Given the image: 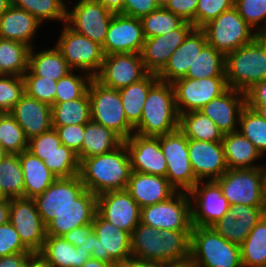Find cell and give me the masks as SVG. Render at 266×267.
Wrapping results in <instances>:
<instances>
[{
	"instance_id": "obj_70",
	"label": "cell",
	"mask_w": 266,
	"mask_h": 267,
	"mask_svg": "<svg viewBox=\"0 0 266 267\" xmlns=\"http://www.w3.org/2000/svg\"><path fill=\"white\" fill-rule=\"evenodd\" d=\"M256 39L262 44L266 53V31L258 32L256 34Z\"/></svg>"
},
{
	"instance_id": "obj_49",
	"label": "cell",
	"mask_w": 266,
	"mask_h": 267,
	"mask_svg": "<svg viewBox=\"0 0 266 267\" xmlns=\"http://www.w3.org/2000/svg\"><path fill=\"white\" fill-rule=\"evenodd\" d=\"M24 93L23 76L0 75V113H10Z\"/></svg>"
},
{
	"instance_id": "obj_29",
	"label": "cell",
	"mask_w": 266,
	"mask_h": 267,
	"mask_svg": "<svg viewBox=\"0 0 266 267\" xmlns=\"http://www.w3.org/2000/svg\"><path fill=\"white\" fill-rule=\"evenodd\" d=\"M41 24L29 12L11 5L0 16V38L22 42L32 48L31 41Z\"/></svg>"
},
{
	"instance_id": "obj_46",
	"label": "cell",
	"mask_w": 266,
	"mask_h": 267,
	"mask_svg": "<svg viewBox=\"0 0 266 267\" xmlns=\"http://www.w3.org/2000/svg\"><path fill=\"white\" fill-rule=\"evenodd\" d=\"M74 70L57 81L55 102H65L83 97L94 78L89 73L74 74Z\"/></svg>"
},
{
	"instance_id": "obj_57",
	"label": "cell",
	"mask_w": 266,
	"mask_h": 267,
	"mask_svg": "<svg viewBox=\"0 0 266 267\" xmlns=\"http://www.w3.org/2000/svg\"><path fill=\"white\" fill-rule=\"evenodd\" d=\"M265 214L266 207L238 204L230 205L226 215H231L242 224H257Z\"/></svg>"
},
{
	"instance_id": "obj_47",
	"label": "cell",
	"mask_w": 266,
	"mask_h": 267,
	"mask_svg": "<svg viewBox=\"0 0 266 267\" xmlns=\"http://www.w3.org/2000/svg\"><path fill=\"white\" fill-rule=\"evenodd\" d=\"M43 162L57 178H72L79 175L77 154L65 145L61 144L57 151L47 156Z\"/></svg>"
},
{
	"instance_id": "obj_4",
	"label": "cell",
	"mask_w": 266,
	"mask_h": 267,
	"mask_svg": "<svg viewBox=\"0 0 266 267\" xmlns=\"http://www.w3.org/2000/svg\"><path fill=\"white\" fill-rule=\"evenodd\" d=\"M191 267H242L240 245L229 242L212 227L193 226Z\"/></svg>"
},
{
	"instance_id": "obj_7",
	"label": "cell",
	"mask_w": 266,
	"mask_h": 267,
	"mask_svg": "<svg viewBox=\"0 0 266 267\" xmlns=\"http://www.w3.org/2000/svg\"><path fill=\"white\" fill-rule=\"evenodd\" d=\"M215 181L230 205L266 207L264 167L228 169Z\"/></svg>"
},
{
	"instance_id": "obj_64",
	"label": "cell",
	"mask_w": 266,
	"mask_h": 267,
	"mask_svg": "<svg viewBox=\"0 0 266 267\" xmlns=\"http://www.w3.org/2000/svg\"><path fill=\"white\" fill-rule=\"evenodd\" d=\"M102 3L108 10L113 13H121L124 7L125 0H96Z\"/></svg>"
},
{
	"instance_id": "obj_12",
	"label": "cell",
	"mask_w": 266,
	"mask_h": 267,
	"mask_svg": "<svg viewBox=\"0 0 266 267\" xmlns=\"http://www.w3.org/2000/svg\"><path fill=\"white\" fill-rule=\"evenodd\" d=\"M191 203L192 226L211 227L219 221L230 207L215 181H198L188 192Z\"/></svg>"
},
{
	"instance_id": "obj_67",
	"label": "cell",
	"mask_w": 266,
	"mask_h": 267,
	"mask_svg": "<svg viewBox=\"0 0 266 267\" xmlns=\"http://www.w3.org/2000/svg\"><path fill=\"white\" fill-rule=\"evenodd\" d=\"M116 263H108L95 258H89L82 267H115Z\"/></svg>"
},
{
	"instance_id": "obj_23",
	"label": "cell",
	"mask_w": 266,
	"mask_h": 267,
	"mask_svg": "<svg viewBox=\"0 0 266 267\" xmlns=\"http://www.w3.org/2000/svg\"><path fill=\"white\" fill-rule=\"evenodd\" d=\"M188 153L198 181L216 180L228 170L222 142L188 139Z\"/></svg>"
},
{
	"instance_id": "obj_56",
	"label": "cell",
	"mask_w": 266,
	"mask_h": 267,
	"mask_svg": "<svg viewBox=\"0 0 266 267\" xmlns=\"http://www.w3.org/2000/svg\"><path fill=\"white\" fill-rule=\"evenodd\" d=\"M199 0H162V7L178 15L196 28V8Z\"/></svg>"
},
{
	"instance_id": "obj_16",
	"label": "cell",
	"mask_w": 266,
	"mask_h": 267,
	"mask_svg": "<svg viewBox=\"0 0 266 267\" xmlns=\"http://www.w3.org/2000/svg\"><path fill=\"white\" fill-rule=\"evenodd\" d=\"M94 250L92 258L118 263L132 257L131 235L112 225L96 212L94 219Z\"/></svg>"
},
{
	"instance_id": "obj_58",
	"label": "cell",
	"mask_w": 266,
	"mask_h": 267,
	"mask_svg": "<svg viewBox=\"0 0 266 267\" xmlns=\"http://www.w3.org/2000/svg\"><path fill=\"white\" fill-rule=\"evenodd\" d=\"M161 1L162 0H125L121 14L141 19L159 9L162 6Z\"/></svg>"
},
{
	"instance_id": "obj_45",
	"label": "cell",
	"mask_w": 266,
	"mask_h": 267,
	"mask_svg": "<svg viewBox=\"0 0 266 267\" xmlns=\"http://www.w3.org/2000/svg\"><path fill=\"white\" fill-rule=\"evenodd\" d=\"M238 131L261 152L266 153V120L247 106L241 112Z\"/></svg>"
},
{
	"instance_id": "obj_52",
	"label": "cell",
	"mask_w": 266,
	"mask_h": 267,
	"mask_svg": "<svg viewBox=\"0 0 266 267\" xmlns=\"http://www.w3.org/2000/svg\"><path fill=\"white\" fill-rule=\"evenodd\" d=\"M233 7L235 0H199L196 8V28H202Z\"/></svg>"
},
{
	"instance_id": "obj_28",
	"label": "cell",
	"mask_w": 266,
	"mask_h": 267,
	"mask_svg": "<svg viewBox=\"0 0 266 267\" xmlns=\"http://www.w3.org/2000/svg\"><path fill=\"white\" fill-rule=\"evenodd\" d=\"M140 208L165 201L177 190L166 177L132 171L125 189Z\"/></svg>"
},
{
	"instance_id": "obj_41",
	"label": "cell",
	"mask_w": 266,
	"mask_h": 267,
	"mask_svg": "<svg viewBox=\"0 0 266 267\" xmlns=\"http://www.w3.org/2000/svg\"><path fill=\"white\" fill-rule=\"evenodd\" d=\"M0 189L8 199L24 197V176L18 154H8L0 162Z\"/></svg>"
},
{
	"instance_id": "obj_10",
	"label": "cell",
	"mask_w": 266,
	"mask_h": 267,
	"mask_svg": "<svg viewBox=\"0 0 266 267\" xmlns=\"http://www.w3.org/2000/svg\"><path fill=\"white\" fill-rule=\"evenodd\" d=\"M160 147L167 162L166 178L181 192H189L198 182L188 153V138L179 130L160 136Z\"/></svg>"
},
{
	"instance_id": "obj_19",
	"label": "cell",
	"mask_w": 266,
	"mask_h": 267,
	"mask_svg": "<svg viewBox=\"0 0 266 267\" xmlns=\"http://www.w3.org/2000/svg\"><path fill=\"white\" fill-rule=\"evenodd\" d=\"M97 212L130 235L140 223L141 208L126 190L108 191L98 195Z\"/></svg>"
},
{
	"instance_id": "obj_71",
	"label": "cell",
	"mask_w": 266,
	"mask_h": 267,
	"mask_svg": "<svg viewBox=\"0 0 266 267\" xmlns=\"http://www.w3.org/2000/svg\"><path fill=\"white\" fill-rule=\"evenodd\" d=\"M12 5V0H0V16Z\"/></svg>"
},
{
	"instance_id": "obj_53",
	"label": "cell",
	"mask_w": 266,
	"mask_h": 267,
	"mask_svg": "<svg viewBox=\"0 0 266 267\" xmlns=\"http://www.w3.org/2000/svg\"><path fill=\"white\" fill-rule=\"evenodd\" d=\"M61 145V140L57 131L52 128L51 130L44 132L38 136H35L28 140L27 150L39 157L42 161L52 153L57 151V148Z\"/></svg>"
},
{
	"instance_id": "obj_65",
	"label": "cell",
	"mask_w": 266,
	"mask_h": 267,
	"mask_svg": "<svg viewBox=\"0 0 266 267\" xmlns=\"http://www.w3.org/2000/svg\"><path fill=\"white\" fill-rule=\"evenodd\" d=\"M10 199L0 200V226L9 222Z\"/></svg>"
},
{
	"instance_id": "obj_14",
	"label": "cell",
	"mask_w": 266,
	"mask_h": 267,
	"mask_svg": "<svg viewBox=\"0 0 266 267\" xmlns=\"http://www.w3.org/2000/svg\"><path fill=\"white\" fill-rule=\"evenodd\" d=\"M172 85L179 115L199 111L229 88L225 77L180 78L175 80Z\"/></svg>"
},
{
	"instance_id": "obj_55",
	"label": "cell",
	"mask_w": 266,
	"mask_h": 267,
	"mask_svg": "<svg viewBox=\"0 0 266 267\" xmlns=\"http://www.w3.org/2000/svg\"><path fill=\"white\" fill-rule=\"evenodd\" d=\"M53 128L57 131L62 145L70 148L77 155L81 152L85 124L53 126Z\"/></svg>"
},
{
	"instance_id": "obj_26",
	"label": "cell",
	"mask_w": 266,
	"mask_h": 267,
	"mask_svg": "<svg viewBox=\"0 0 266 267\" xmlns=\"http://www.w3.org/2000/svg\"><path fill=\"white\" fill-rule=\"evenodd\" d=\"M207 44L205 32L194 28L174 51L165 67L157 74L160 81L173 83L187 75L188 69Z\"/></svg>"
},
{
	"instance_id": "obj_6",
	"label": "cell",
	"mask_w": 266,
	"mask_h": 267,
	"mask_svg": "<svg viewBox=\"0 0 266 267\" xmlns=\"http://www.w3.org/2000/svg\"><path fill=\"white\" fill-rule=\"evenodd\" d=\"M88 94L92 121L113 130L123 140L134 133V127L125 116L119 90L104 86L93 78Z\"/></svg>"
},
{
	"instance_id": "obj_74",
	"label": "cell",
	"mask_w": 266,
	"mask_h": 267,
	"mask_svg": "<svg viewBox=\"0 0 266 267\" xmlns=\"http://www.w3.org/2000/svg\"><path fill=\"white\" fill-rule=\"evenodd\" d=\"M3 199H8V198H6V197L3 195V193H2V191H1V189H0V200H3Z\"/></svg>"
},
{
	"instance_id": "obj_66",
	"label": "cell",
	"mask_w": 266,
	"mask_h": 267,
	"mask_svg": "<svg viewBox=\"0 0 266 267\" xmlns=\"http://www.w3.org/2000/svg\"><path fill=\"white\" fill-rule=\"evenodd\" d=\"M78 248L82 249L83 251H88L92 254L94 250V231L89 234V236H85V240L83 241Z\"/></svg>"
},
{
	"instance_id": "obj_27",
	"label": "cell",
	"mask_w": 266,
	"mask_h": 267,
	"mask_svg": "<svg viewBox=\"0 0 266 267\" xmlns=\"http://www.w3.org/2000/svg\"><path fill=\"white\" fill-rule=\"evenodd\" d=\"M29 140L53 128L51 105L38 101L26 93L10 111Z\"/></svg>"
},
{
	"instance_id": "obj_17",
	"label": "cell",
	"mask_w": 266,
	"mask_h": 267,
	"mask_svg": "<svg viewBox=\"0 0 266 267\" xmlns=\"http://www.w3.org/2000/svg\"><path fill=\"white\" fill-rule=\"evenodd\" d=\"M147 74L140 53H115L104 56L101 69L94 78L104 86L119 90Z\"/></svg>"
},
{
	"instance_id": "obj_40",
	"label": "cell",
	"mask_w": 266,
	"mask_h": 267,
	"mask_svg": "<svg viewBox=\"0 0 266 267\" xmlns=\"http://www.w3.org/2000/svg\"><path fill=\"white\" fill-rule=\"evenodd\" d=\"M225 77V55L206 44L183 78Z\"/></svg>"
},
{
	"instance_id": "obj_62",
	"label": "cell",
	"mask_w": 266,
	"mask_h": 267,
	"mask_svg": "<svg viewBox=\"0 0 266 267\" xmlns=\"http://www.w3.org/2000/svg\"><path fill=\"white\" fill-rule=\"evenodd\" d=\"M155 265L152 262L130 257L127 260L116 263L115 267H155Z\"/></svg>"
},
{
	"instance_id": "obj_11",
	"label": "cell",
	"mask_w": 266,
	"mask_h": 267,
	"mask_svg": "<svg viewBox=\"0 0 266 267\" xmlns=\"http://www.w3.org/2000/svg\"><path fill=\"white\" fill-rule=\"evenodd\" d=\"M56 44L73 70L87 72L93 77L100 71L104 60L102 46L88 37L75 32L66 24ZM84 71V72H83Z\"/></svg>"
},
{
	"instance_id": "obj_33",
	"label": "cell",
	"mask_w": 266,
	"mask_h": 267,
	"mask_svg": "<svg viewBox=\"0 0 266 267\" xmlns=\"http://www.w3.org/2000/svg\"><path fill=\"white\" fill-rule=\"evenodd\" d=\"M122 143L123 139L113 130L90 120L85 124L82 150L77 158L80 163L83 159L111 152Z\"/></svg>"
},
{
	"instance_id": "obj_2",
	"label": "cell",
	"mask_w": 266,
	"mask_h": 267,
	"mask_svg": "<svg viewBox=\"0 0 266 267\" xmlns=\"http://www.w3.org/2000/svg\"><path fill=\"white\" fill-rule=\"evenodd\" d=\"M132 173L129 153L123 142L115 150L83 159L79 176L86 189L96 196L116 190H125Z\"/></svg>"
},
{
	"instance_id": "obj_22",
	"label": "cell",
	"mask_w": 266,
	"mask_h": 267,
	"mask_svg": "<svg viewBox=\"0 0 266 267\" xmlns=\"http://www.w3.org/2000/svg\"><path fill=\"white\" fill-rule=\"evenodd\" d=\"M193 29L192 23L184 22L178 29L165 35L146 38L140 53L145 70L158 74Z\"/></svg>"
},
{
	"instance_id": "obj_5",
	"label": "cell",
	"mask_w": 266,
	"mask_h": 267,
	"mask_svg": "<svg viewBox=\"0 0 266 267\" xmlns=\"http://www.w3.org/2000/svg\"><path fill=\"white\" fill-rule=\"evenodd\" d=\"M225 78L228 87L243 92L266 79V53L256 38L225 55Z\"/></svg>"
},
{
	"instance_id": "obj_30",
	"label": "cell",
	"mask_w": 266,
	"mask_h": 267,
	"mask_svg": "<svg viewBox=\"0 0 266 267\" xmlns=\"http://www.w3.org/2000/svg\"><path fill=\"white\" fill-rule=\"evenodd\" d=\"M222 144L228 169L264 167L254 162L264 155L239 131L224 134Z\"/></svg>"
},
{
	"instance_id": "obj_42",
	"label": "cell",
	"mask_w": 266,
	"mask_h": 267,
	"mask_svg": "<svg viewBox=\"0 0 266 267\" xmlns=\"http://www.w3.org/2000/svg\"><path fill=\"white\" fill-rule=\"evenodd\" d=\"M65 0H12V5L35 16L41 23L46 20L65 24L67 5Z\"/></svg>"
},
{
	"instance_id": "obj_61",
	"label": "cell",
	"mask_w": 266,
	"mask_h": 267,
	"mask_svg": "<svg viewBox=\"0 0 266 267\" xmlns=\"http://www.w3.org/2000/svg\"><path fill=\"white\" fill-rule=\"evenodd\" d=\"M33 252L14 253L0 257V267H25L29 256Z\"/></svg>"
},
{
	"instance_id": "obj_72",
	"label": "cell",
	"mask_w": 266,
	"mask_h": 267,
	"mask_svg": "<svg viewBox=\"0 0 266 267\" xmlns=\"http://www.w3.org/2000/svg\"><path fill=\"white\" fill-rule=\"evenodd\" d=\"M9 153H7L3 147L0 145V162L8 155Z\"/></svg>"
},
{
	"instance_id": "obj_20",
	"label": "cell",
	"mask_w": 266,
	"mask_h": 267,
	"mask_svg": "<svg viewBox=\"0 0 266 267\" xmlns=\"http://www.w3.org/2000/svg\"><path fill=\"white\" fill-rule=\"evenodd\" d=\"M85 190L86 187L79 175L72 178H57L42 194L34 198L43 223L47 225Z\"/></svg>"
},
{
	"instance_id": "obj_35",
	"label": "cell",
	"mask_w": 266,
	"mask_h": 267,
	"mask_svg": "<svg viewBox=\"0 0 266 267\" xmlns=\"http://www.w3.org/2000/svg\"><path fill=\"white\" fill-rule=\"evenodd\" d=\"M33 49L30 48L28 68L36 76L58 81L73 70L56 46L38 53Z\"/></svg>"
},
{
	"instance_id": "obj_13",
	"label": "cell",
	"mask_w": 266,
	"mask_h": 267,
	"mask_svg": "<svg viewBox=\"0 0 266 267\" xmlns=\"http://www.w3.org/2000/svg\"><path fill=\"white\" fill-rule=\"evenodd\" d=\"M73 8L68 10L67 6L65 24L103 46L115 13L96 0H79Z\"/></svg>"
},
{
	"instance_id": "obj_9",
	"label": "cell",
	"mask_w": 266,
	"mask_h": 267,
	"mask_svg": "<svg viewBox=\"0 0 266 267\" xmlns=\"http://www.w3.org/2000/svg\"><path fill=\"white\" fill-rule=\"evenodd\" d=\"M140 222L158 230L192 231L188 192L177 191L165 201L142 207Z\"/></svg>"
},
{
	"instance_id": "obj_63",
	"label": "cell",
	"mask_w": 266,
	"mask_h": 267,
	"mask_svg": "<svg viewBox=\"0 0 266 267\" xmlns=\"http://www.w3.org/2000/svg\"><path fill=\"white\" fill-rule=\"evenodd\" d=\"M25 267H53L40 253H32Z\"/></svg>"
},
{
	"instance_id": "obj_54",
	"label": "cell",
	"mask_w": 266,
	"mask_h": 267,
	"mask_svg": "<svg viewBox=\"0 0 266 267\" xmlns=\"http://www.w3.org/2000/svg\"><path fill=\"white\" fill-rule=\"evenodd\" d=\"M31 252L21 241L10 222L0 226V257L14 253Z\"/></svg>"
},
{
	"instance_id": "obj_34",
	"label": "cell",
	"mask_w": 266,
	"mask_h": 267,
	"mask_svg": "<svg viewBox=\"0 0 266 267\" xmlns=\"http://www.w3.org/2000/svg\"><path fill=\"white\" fill-rule=\"evenodd\" d=\"M158 80L157 74L148 73L140 81L119 89L125 116L133 127L140 122L149 90Z\"/></svg>"
},
{
	"instance_id": "obj_39",
	"label": "cell",
	"mask_w": 266,
	"mask_h": 267,
	"mask_svg": "<svg viewBox=\"0 0 266 267\" xmlns=\"http://www.w3.org/2000/svg\"><path fill=\"white\" fill-rule=\"evenodd\" d=\"M51 110L52 126L86 124L91 120L88 92L79 99L55 102Z\"/></svg>"
},
{
	"instance_id": "obj_38",
	"label": "cell",
	"mask_w": 266,
	"mask_h": 267,
	"mask_svg": "<svg viewBox=\"0 0 266 267\" xmlns=\"http://www.w3.org/2000/svg\"><path fill=\"white\" fill-rule=\"evenodd\" d=\"M242 267H266V214L240 245Z\"/></svg>"
},
{
	"instance_id": "obj_24",
	"label": "cell",
	"mask_w": 266,
	"mask_h": 267,
	"mask_svg": "<svg viewBox=\"0 0 266 267\" xmlns=\"http://www.w3.org/2000/svg\"><path fill=\"white\" fill-rule=\"evenodd\" d=\"M96 212L97 196L86 189L46 225V234L63 236L74 228L92 223Z\"/></svg>"
},
{
	"instance_id": "obj_50",
	"label": "cell",
	"mask_w": 266,
	"mask_h": 267,
	"mask_svg": "<svg viewBox=\"0 0 266 267\" xmlns=\"http://www.w3.org/2000/svg\"><path fill=\"white\" fill-rule=\"evenodd\" d=\"M235 8L256 33L266 31V0H235Z\"/></svg>"
},
{
	"instance_id": "obj_31",
	"label": "cell",
	"mask_w": 266,
	"mask_h": 267,
	"mask_svg": "<svg viewBox=\"0 0 266 267\" xmlns=\"http://www.w3.org/2000/svg\"><path fill=\"white\" fill-rule=\"evenodd\" d=\"M24 176V197L35 198L42 194L57 177L44 162L28 150L18 154Z\"/></svg>"
},
{
	"instance_id": "obj_43",
	"label": "cell",
	"mask_w": 266,
	"mask_h": 267,
	"mask_svg": "<svg viewBox=\"0 0 266 267\" xmlns=\"http://www.w3.org/2000/svg\"><path fill=\"white\" fill-rule=\"evenodd\" d=\"M1 146L9 154H20L28 148L23 129L10 113L0 114Z\"/></svg>"
},
{
	"instance_id": "obj_21",
	"label": "cell",
	"mask_w": 266,
	"mask_h": 267,
	"mask_svg": "<svg viewBox=\"0 0 266 267\" xmlns=\"http://www.w3.org/2000/svg\"><path fill=\"white\" fill-rule=\"evenodd\" d=\"M125 143L132 171L166 177L167 162L160 147L159 137H145L133 133Z\"/></svg>"
},
{
	"instance_id": "obj_44",
	"label": "cell",
	"mask_w": 266,
	"mask_h": 267,
	"mask_svg": "<svg viewBox=\"0 0 266 267\" xmlns=\"http://www.w3.org/2000/svg\"><path fill=\"white\" fill-rule=\"evenodd\" d=\"M140 20L145 38L165 35L178 29L184 23L178 15L164 9L162 6Z\"/></svg>"
},
{
	"instance_id": "obj_51",
	"label": "cell",
	"mask_w": 266,
	"mask_h": 267,
	"mask_svg": "<svg viewBox=\"0 0 266 267\" xmlns=\"http://www.w3.org/2000/svg\"><path fill=\"white\" fill-rule=\"evenodd\" d=\"M256 224H242L231 215H224L211 227L229 242L241 245Z\"/></svg>"
},
{
	"instance_id": "obj_68",
	"label": "cell",
	"mask_w": 266,
	"mask_h": 267,
	"mask_svg": "<svg viewBox=\"0 0 266 267\" xmlns=\"http://www.w3.org/2000/svg\"><path fill=\"white\" fill-rule=\"evenodd\" d=\"M248 108L253 109L260 117L266 120V105H246Z\"/></svg>"
},
{
	"instance_id": "obj_25",
	"label": "cell",
	"mask_w": 266,
	"mask_h": 267,
	"mask_svg": "<svg viewBox=\"0 0 266 267\" xmlns=\"http://www.w3.org/2000/svg\"><path fill=\"white\" fill-rule=\"evenodd\" d=\"M245 106V92L229 87L199 111L210 118L223 134H227L238 131L240 115Z\"/></svg>"
},
{
	"instance_id": "obj_18",
	"label": "cell",
	"mask_w": 266,
	"mask_h": 267,
	"mask_svg": "<svg viewBox=\"0 0 266 267\" xmlns=\"http://www.w3.org/2000/svg\"><path fill=\"white\" fill-rule=\"evenodd\" d=\"M144 30L139 18L115 13L102 46L104 55L115 53H141Z\"/></svg>"
},
{
	"instance_id": "obj_48",
	"label": "cell",
	"mask_w": 266,
	"mask_h": 267,
	"mask_svg": "<svg viewBox=\"0 0 266 267\" xmlns=\"http://www.w3.org/2000/svg\"><path fill=\"white\" fill-rule=\"evenodd\" d=\"M25 93L34 99L54 105L57 81L36 76L29 68L23 75Z\"/></svg>"
},
{
	"instance_id": "obj_60",
	"label": "cell",
	"mask_w": 266,
	"mask_h": 267,
	"mask_svg": "<svg viewBox=\"0 0 266 267\" xmlns=\"http://www.w3.org/2000/svg\"><path fill=\"white\" fill-rule=\"evenodd\" d=\"M94 231L93 222L85 225L74 228L72 231H69L65 235H63L64 239L70 242L75 247L80 246L85 240V236H89L90 233Z\"/></svg>"
},
{
	"instance_id": "obj_37",
	"label": "cell",
	"mask_w": 266,
	"mask_h": 267,
	"mask_svg": "<svg viewBox=\"0 0 266 267\" xmlns=\"http://www.w3.org/2000/svg\"><path fill=\"white\" fill-rule=\"evenodd\" d=\"M30 47L0 38V75L23 76L28 70Z\"/></svg>"
},
{
	"instance_id": "obj_15",
	"label": "cell",
	"mask_w": 266,
	"mask_h": 267,
	"mask_svg": "<svg viewBox=\"0 0 266 267\" xmlns=\"http://www.w3.org/2000/svg\"><path fill=\"white\" fill-rule=\"evenodd\" d=\"M9 222L31 252H39L42 249L47 237L46 225L37 210L34 198H10Z\"/></svg>"
},
{
	"instance_id": "obj_73",
	"label": "cell",
	"mask_w": 266,
	"mask_h": 267,
	"mask_svg": "<svg viewBox=\"0 0 266 267\" xmlns=\"http://www.w3.org/2000/svg\"><path fill=\"white\" fill-rule=\"evenodd\" d=\"M265 169V200H266V164L264 165Z\"/></svg>"
},
{
	"instance_id": "obj_3",
	"label": "cell",
	"mask_w": 266,
	"mask_h": 267,
	"mask_svg": "<svg viewBox=\"0 0 266 267\" xmlns=\"http://www.w3.org/2000/svg\"><path fill=\"white\" fill-rule=\"evenodd\" d=\"M179 118L172 83L158 80L149 90L134 133L145 137L163 136L179 129Z\"/></svg>"
},
{
	"instance_id": "obj_1",
	"label": "cell",
	"mask_w": 266,
	"mask_h": 267,
	"mask_svg": "<svg viewBox=\"0 0 266 267\" xmlns=\"http://www.w3.org/2000/svg\"><path fill=\"white\" fill-rule=\"evenodd\" d=\"M191 232L158 230L140 222L131 235L132 257L154 264L188 262Z\"/></svg>"
},
{
	"instance_id": "obj_32",
	"label": "cell",
	"mask_w": 266,
	"mask_h": 267,
	"mask_svg": "<svg viewBox=\"0 0 266 267\" xmlns=\"http://www.w3.org/2000/svg\"><path fill=\"white\" fill-rule=\"evenodd\" d=\"M40 253L53 267H82L91 258L88 251L75 247L63 236L47 235Z\"/></svg>"
},
{
	"instance_id": "obj_8",
	"label": "cell",
	"mask_w": 266,
	"mask_h": 267,
	"mask_svg": "<svg viewBox=\"0 0 266 267\" xmlns=\"http://www.w3.org/2000/svg\"><path fill=\"white\" fill-rule=\"evenodd\" d=\"M201 29L206 34L207 43L224 55L250 43L257 34L235 7L221 13Z\"/></svg>"
},
{
	"instance_id": "obj_69",
	"label": "cell",
	"mask_w": 266,
	"mask_h": 267,
	"mask_svg": "<svg viewBox=\"0 0 266 267\" xmlns=\"http://www.w3.org/2000/svg\"><path fill=\"white\" fill-rule=\"evenodd\" d=\"M155 267H191L189 261L183 263L156 264Z\"/></svg>"
},
{
	"instance_id": "obj_36",
	"label": "cell",
	"mask_w": 266,
	"mask_h": 267,
	"mask_svg": "<svg viewBox=\"0 0 266 267\" xmlns=\"http://www.w3.org/2000/svg\"><path fill=\"white\" fill-rule=\"evenodd\" d=\"M179 130L192 140L222 142L224 137L218 126L200 111L180 114Z\"/></svg>"
},
{
	"instance_id": "obj_59",
	"label": "cell",
	"mask_w": 266,
	"mask_h": 267,
	"mask_svg": "<svg viewBox=\"0 0 266 267\" xmlns=\"http://www.w3.org/2000/svg\"><path fill=\"white\" fill-rule=\"evenodd\" d=\"M246 105H266V79L254 83L245 91Z\"/></svg>"
}]
</instances>
